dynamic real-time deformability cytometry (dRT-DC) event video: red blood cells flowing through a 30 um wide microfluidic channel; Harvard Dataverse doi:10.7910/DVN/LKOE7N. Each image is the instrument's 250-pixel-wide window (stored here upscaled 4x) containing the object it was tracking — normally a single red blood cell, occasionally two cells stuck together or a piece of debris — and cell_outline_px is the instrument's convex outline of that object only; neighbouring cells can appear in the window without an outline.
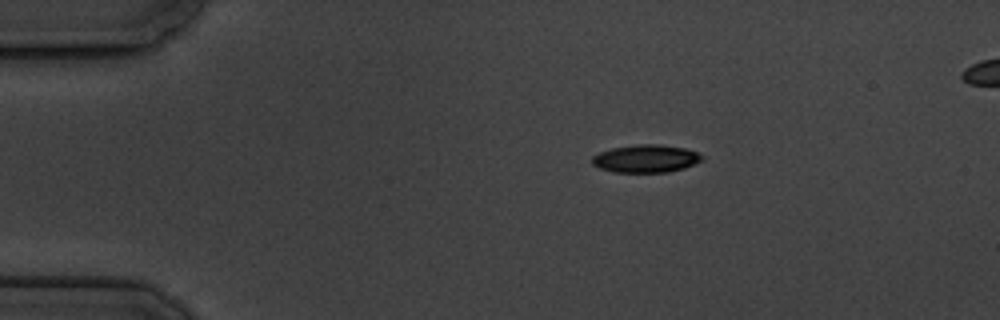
{"species": "common noctule bat (a hibernating species)", "species_latin": "Nyctalus noctula", "temperature_condition": "cold", "stored_images_in_passage": 4, "segment_of_instrument_passage": [1, 2], "camera_frame_rate_fps": 3000, "um_per_image_px": 0.085, "animal": {"sex": "male", "body_mass_g": 19.5, "forearm_length_mm": 54.6}, "frame": {"image": 1, "passage_image": 1, "time_ms": 0.0, "image_size_px": [1000, 320], "cell_outline_px": [[704, 160], [684, 168], [668, 172], [612, 172], [600, 168], [592, 164], [592, 156], [600, 152], [612, 148], [636, 144], [660, 144], [684, 148], [696, 152], [704, 156]], "centroid_in_image_um": [54.91, 13.48], "position_along_channel_um": 30.1, "area_um2": 17.86}}